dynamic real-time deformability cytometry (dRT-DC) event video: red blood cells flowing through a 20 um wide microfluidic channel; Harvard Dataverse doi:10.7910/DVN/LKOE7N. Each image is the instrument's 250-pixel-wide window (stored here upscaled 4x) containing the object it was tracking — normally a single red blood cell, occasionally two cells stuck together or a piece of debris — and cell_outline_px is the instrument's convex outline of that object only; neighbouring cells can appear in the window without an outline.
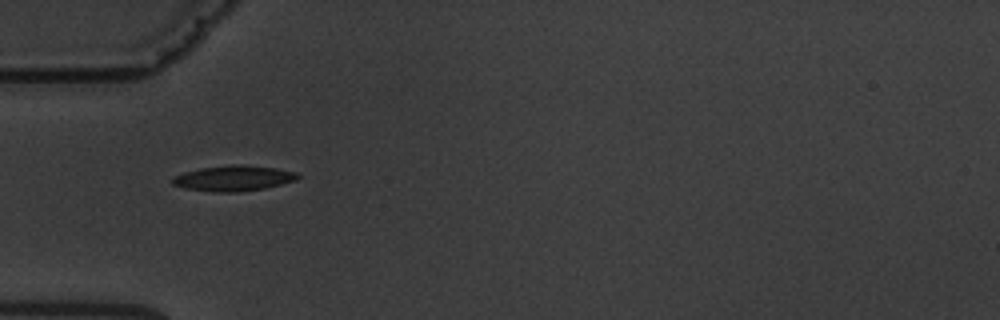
{"species": "common noctule bat (a hibernating species)", "species_latin": "Nyctalus noctula", "temperature_condition": "warm", "stored_images_in_passage": 11, "camera_frame_rate_fps": 3000, "um_per_image_px": 0.085, "animal": {"sex": "male", "body_mass_g": 19.5, "forearm_length_mm": 54.6}, "frame": {"image": 1, "passage_image": 2, "time_ms": 2.0, "image_size_px": [1000, 320], "cell_outline_px": [[300, 176], [296, 180], [264, 188], [236, 192], [216, 192], [188, 188], [172, 184], [172, 176], [184, 172], [200, 168], [232, 164], [244, 164], [276, 168], [296, 172]], "centroid_in_image_um": [19.85, 15.13], "position_along_channel_um": 65.2, "area_um2": 18.5}}
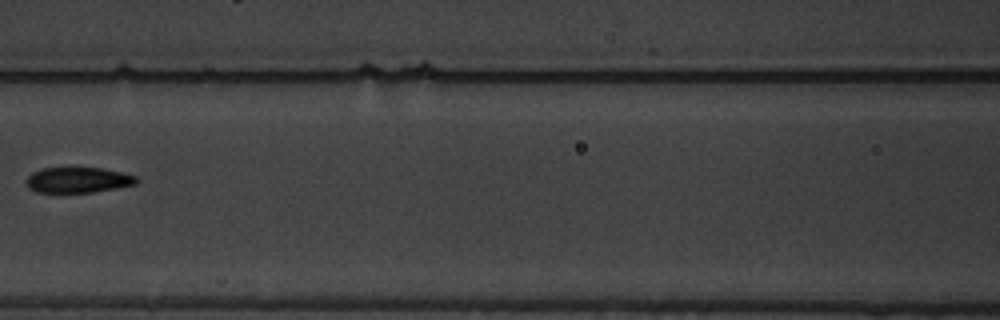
{"frame": {"image": 2, "passage_image": 4, "time_ms": 4.667, "image_size_px": [1000, 320], "cell_outline_px": [[140, 180], [136, 184], [116, 188], [92, 192], [36, 192], [28, 188], [24, 180], [32, 172], [40, 168], [104, 168], [136, 176]], "centroid_in_image_um": [6.6, 15.29], "position_along_channel_um": 160.0, "area_um2": 16.47}}
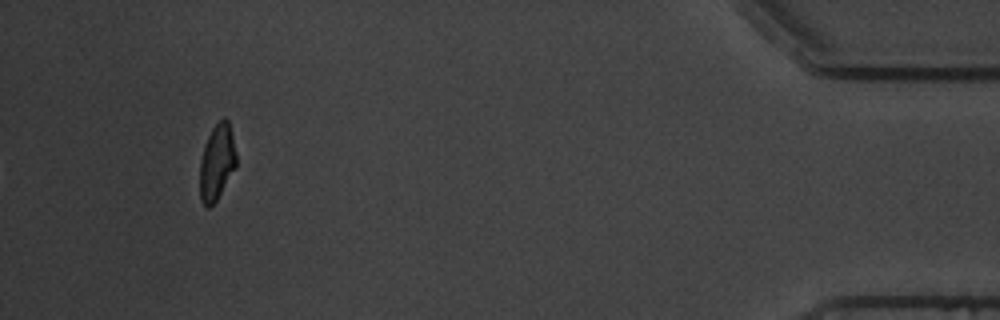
{"frame": {"image": 3, "passage_image": 11, "time_ms": 13.667, "image_size_px": [1000, 320], "cell_outline_px": [[236, 168], [216, 200], [208, 208], [204, 204], [200, 196], [200, 160], [204, 144], [212, 128], [224, 116], [228, 120], [236, 152]], "centroid_in_image_um": [18.44, 13.77], "position_along_channel_um": 416.8, "area_um2": 16.01}, "authors_computed_cell_mechanics": {"area_um2": 17.4556, "velocity_mm_per_s": 3.5873, "shape_relaxation_time_tau1_ms": 4.5619, "shape_relaxation_time_tau2_ms": 2.6853, "deformation_change_tau1": 0.1649, "deformation_change_tau2": 0.0495}}